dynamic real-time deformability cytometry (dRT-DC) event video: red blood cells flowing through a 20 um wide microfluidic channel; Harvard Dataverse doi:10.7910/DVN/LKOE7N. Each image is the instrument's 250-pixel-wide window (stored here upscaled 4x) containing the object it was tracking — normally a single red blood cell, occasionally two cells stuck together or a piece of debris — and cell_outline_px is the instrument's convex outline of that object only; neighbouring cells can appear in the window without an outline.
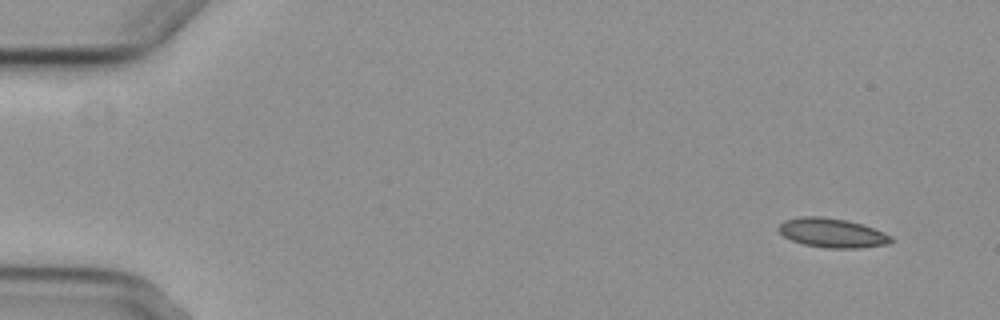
{"species": "common noctule bat (a hibernating species)", "species_latin": "Nyctalus noctula", "temperature_condition": "cold", "stored_images_in_passage": 5, "camera_frame_rate_fps": 3000, "um_per_image_px": 0.085, "animal": {"sex": "female", "body_mass_g": 29.2, "forearm_length_mm": 56.3}, "frame": {"image": 1, "passage_image": 1, "time_ms": 0.0, "image_size_px": [1000, 320], "cell_outline_px": [[896, 240], [888, 244], [860, 248], [828, 248], [804, 244], [792, 240], [784, 236], [780, 232], [780, 224], [784, 220], [800, 216], [820, 216], [848, 220], [884, 232], [892, 236]], "centroid_in_image_um": [70.77, 19.79], "position_along_channel_um": 14.2, "area_um2": 19.13}}
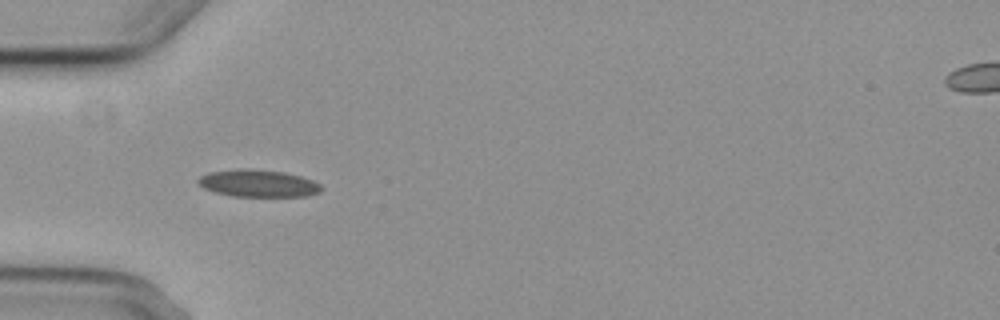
{"frame": {"image": 2, "passage_image": 5, "time_ms": 4.667, "image_size_px": [1000, 320], "cell_outline_px": [[324, 188], [320, 192], [308, 196], [232, 196], [216, 192], [204, 188], [196, 180], [200, 176], [208, 172], [244, 168], [248, 168], [284, 172], [300, 176], [312, 180], [320, 184]], "centroid_in_image_um": [21.96, 15.58], "position_along_channel_um": 63.0, "area_um2": 19.54}}